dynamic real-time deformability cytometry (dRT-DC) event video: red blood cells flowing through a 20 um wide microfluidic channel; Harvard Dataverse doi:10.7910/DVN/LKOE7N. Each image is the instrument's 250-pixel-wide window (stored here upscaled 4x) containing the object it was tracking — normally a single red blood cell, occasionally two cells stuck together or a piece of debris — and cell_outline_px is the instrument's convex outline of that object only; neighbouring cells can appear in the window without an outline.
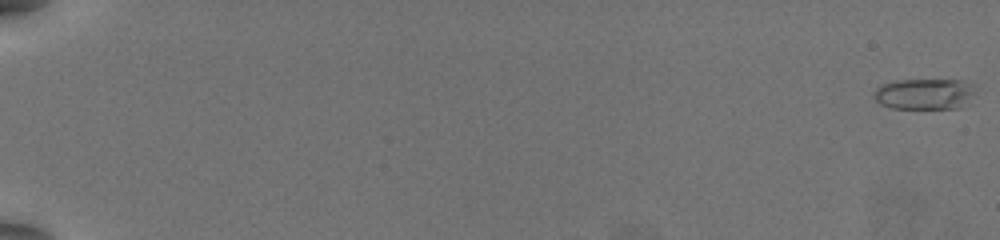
{"species": "common noctule bat (a hibernating species)", "species_latin": "Nyctalus noctula", "temperature_condition": "warm", "stored_images_in_passage": 58, "camera_frame_rate_fps": 3000, "um_per_image_px": 0.085, "animal": {"sex": "female", "body_mass_g": 19.5, "forearm_length_mm": 54.1}, "frame": {"image": 1, "passage_image": 1, "time_ms": 0.0, "image_size_px": [1000, 240], "cell_outline_px": [[972, 92], [960, 108], [892, 108], [880, 104], [876, 100], [876, 88], [880, 84], [896, 80], [960, 80], [972, 84]], "centroid_in_image_um": [78.51, 7.98], "position_along_channel_um": 6.5, "area_um2": 17.8}}
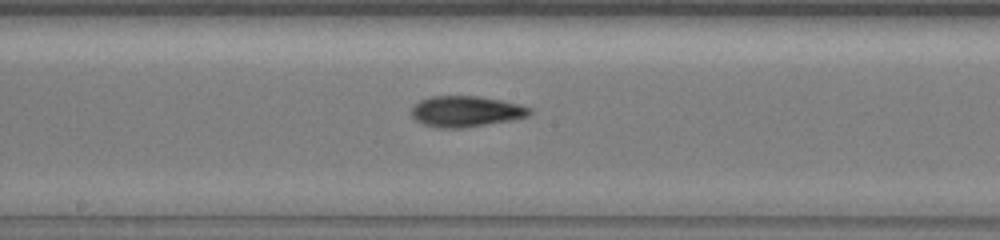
{"frame": {"image": 2, "passage_image": 35, "time_ms": 11.333, "image_size_px": [1000, 240], "cell_outline_px": [[532, 112], [528, 116], [508, 120], [464, 128], [436, 128], [424, 124], [416, 120], [412, 116], [412, 108], [420, 100], [432, 96], [480, 96], [520, 104], [532, 108]], "centroid_in_image_um": [39.61, 9.46], "position_along_channel_um": 208.6, "area_um2": 21.15}}
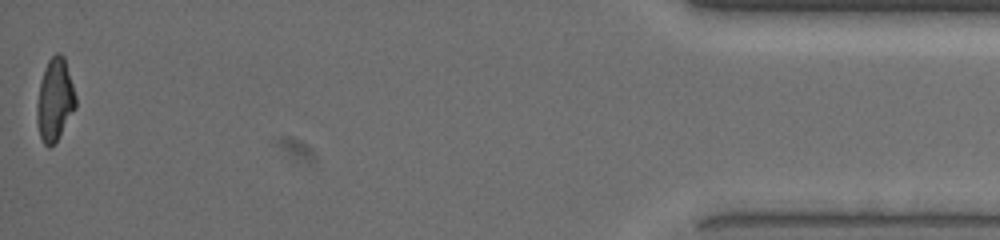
{"frame": {"image": 3, "passage_image": 58, "time_ms": 19.0, "image_size_px": [1000, 240], "cell_outline_px": [[76, 108], [56, 140], [48, 148], [44, 144], [40, 136], [36, 120], [36, 104], [40, 80], [44, 68], [48, 60], [56, 52], [60, 52], [64, 56], [76, 96]], "centroid_in_image_um": [4.64, 8.45], "position_along_channel_um": 430.6, "area_um2": 18.67}, "authors_computed_cell_mechanics": {"area_um2": 19.652, "velocity_mm_per_s": 3.9018, "shape_relaxation_time_tau1_ms": 5.4691, "shape_relaxation_time_tau2_ms": 3.466, "deformation_change_tau1": 0.1991, "deformation_change_tau2": 0.1176}}